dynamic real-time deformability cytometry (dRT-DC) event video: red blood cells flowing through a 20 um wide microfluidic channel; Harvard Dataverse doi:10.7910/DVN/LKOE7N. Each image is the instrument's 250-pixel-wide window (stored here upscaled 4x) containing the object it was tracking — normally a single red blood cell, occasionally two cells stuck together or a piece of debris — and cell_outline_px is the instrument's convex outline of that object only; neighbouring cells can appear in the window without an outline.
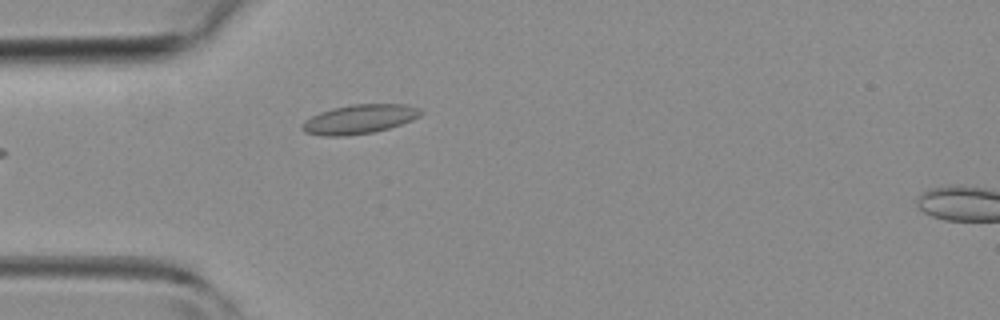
{"species": "common noctule bat (a hibernating species)", "species_latin": "Nyctalus noctula", "temperature_condition": "room temperature", "stored_images_in_passage": 4, "camera_frame_rate_fps": 3000, "um_per_image_px": 0.085, "animal": {"sex": "female", "body_mass_g": 19.3, "forearm_length_mm": 54.1}, "frame": {"image": 1, "passage_image": 4, "time_ms": 4.333, "image_size_px": [1000, 320], "cell_outline_px": [[424, 112], [420, 116], [412, 120], [388, 128], [372, 132], [348, 136], [320, 136], [304, 132], [300, 128], [304, 120], [320, 112], [332, 108], [352, 104], [404, 104], [420, 108]], "centroid_in_image_um": [30.52, 10.13], "position_along_channel_um": 54.5, "area_um2": 20.29}}